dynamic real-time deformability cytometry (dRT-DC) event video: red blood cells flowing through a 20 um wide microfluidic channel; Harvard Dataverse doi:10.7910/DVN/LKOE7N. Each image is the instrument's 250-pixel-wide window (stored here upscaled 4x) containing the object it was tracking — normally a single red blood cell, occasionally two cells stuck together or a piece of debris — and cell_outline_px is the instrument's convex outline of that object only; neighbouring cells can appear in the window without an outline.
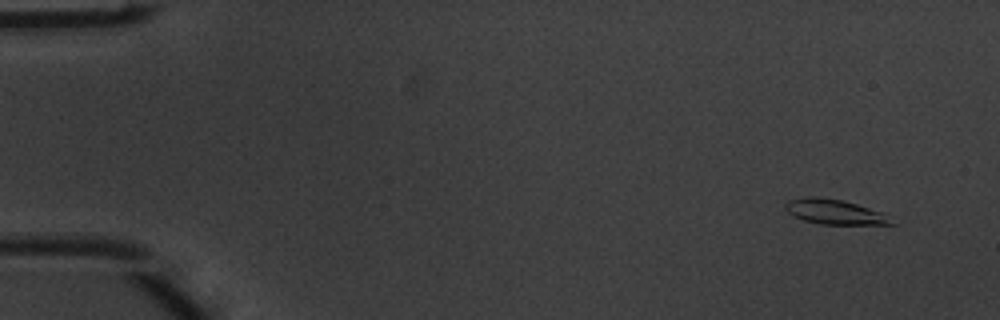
{"species": "common noctule bat (a hibernating species)", "species_latin": "Nyctalus noctula", "temperature_condition": "warm", "stored_images_in_passage": 48, "camera_frame_rate_fps": 3000, "um_per_image_px": 0.085, "animal": {"sex": "male", "body_mass_g": 20.1, "forearm_length_mm": 53.5}, "frame": {"image": 1, "passage_image": 1, "time_ms": 0.0, "image_size_px": [1000, 320], "cell_outline_px": [[900, 224], [820, 224], [804, 220], [788, 212], [784, 208], [784, 204], [788, 200], [804, 196], [816, 196], [840, 200], [856, 204], [880, 212]], "centroid_in_image_um": [70.91, 18.0], "position_along_channel_um": 14.1, "area_um2": 15.2}}
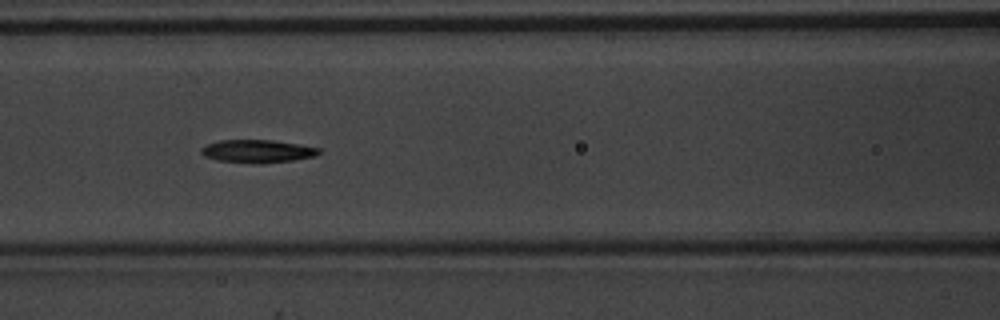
{"frame": {"image": 2, "passage_image": 20, "time_ms": 6.333, "image_size_px": [1000, 320], "cell_outline_px": [[320, 152], [316, 156], [292, 160], [260, 164], [256, 164], [216, 160], [204, 156], [200, 152], [200, 148], [208, 144], [220, 140], [272, 140], [320, 148]], "centroid_in_image_um": [21.85, 12.86], "position_along_channel_um": 144.7, "area_um2": 15.72}}
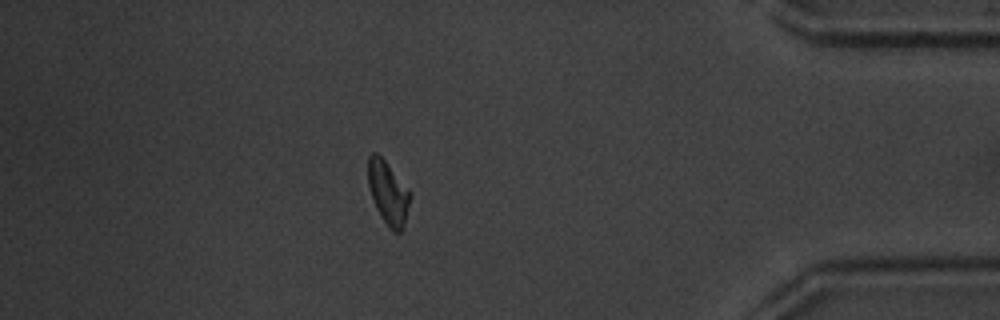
{"frame": {"image": 3, "passage_image": 42, "time_ms": 13.667, "image_size_px": [1000, 320], "cell_outline_px": [[412, 196], [404, 224], [400, 232], [392, 232], [380, 216], [376, 208], [368, 184], [368, 156], [372, 152], [376, 152], [384, 160], [412, 192]], "centroid_in_image_um": [33.0, 16.39], "position_along_channel_um": 402.2, "area_um2": 15.55}, "authors_computed_cell_mechanics": {"area_um2": 15.6349, "velocity_mm_per_s": 4.0293, "shape_relaxation_time_tau1_ms": 3.0685, "shape_relaxation_time_tau2_ms": 3.0449, "deformation_change_tau1": 0.1403, "deformation_change_tau2": 0.086}}